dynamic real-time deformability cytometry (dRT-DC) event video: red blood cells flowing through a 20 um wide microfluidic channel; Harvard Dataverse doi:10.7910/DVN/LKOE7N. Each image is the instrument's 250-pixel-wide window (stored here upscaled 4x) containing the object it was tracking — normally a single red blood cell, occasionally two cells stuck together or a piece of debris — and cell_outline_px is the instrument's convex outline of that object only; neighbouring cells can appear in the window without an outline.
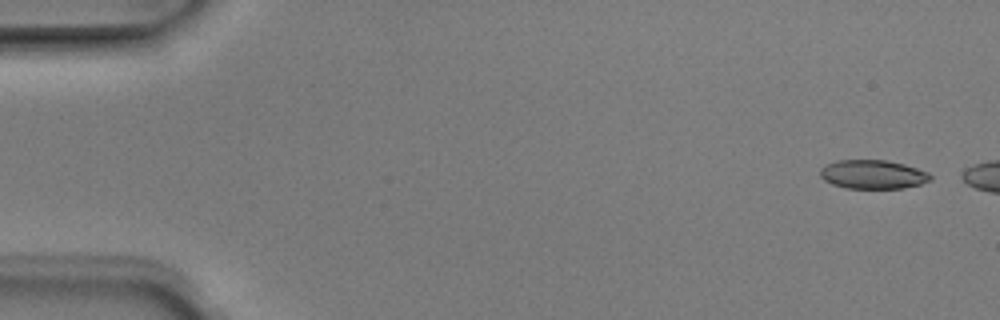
{"species": "Egyptian fruit bat (a non-hibernating species)", "species_latin": "Rousettus aegyptiacus", "temperature_condition": "room temperature", "stored_images_in_passage": 7, "camera_frame_rate_fps": 3000, "um_per_image_px": 0.085, "animal": {"sex": "male"}, "frame": {"image": 1, "passage_image": 1, "time_ms": 0.0, "image_size_px": [1000, 320], "cell_outline_px": [[932, 180], [920, 184], [904, 188], [848, 188], [832, 184], [824, 180], [820, 176], [820, 168], [836, 160], [888, 160], [904, 164], [928, 172], [932, 176]], "centroid_in_image_um": [74.2, 14.82], "position_along_channel_um": 10.8, "area_um2": 18.55}}
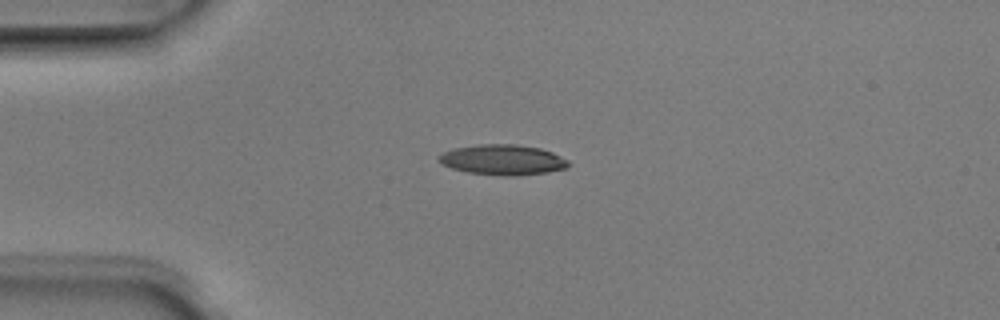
{"frame": {"image": 2, "passage_image": 5, "time_ms": 1.333, "image_size_px": [1000, 320], "cell_outline_px": [[568, 164], [564, 168], [544, 172], [512, 176], [504, 176], [468, 172], [452, 168], [444, 164], [440, 160], [440, 156], [444, 152], [456, 148], [480, 144], [516, 144], [540, 148], [552, 152], [568, 160]], "centroid_in_image_um": [42.74, 13.57], "position_along_channel_um": 42.3, "area_um2": 22.37}}
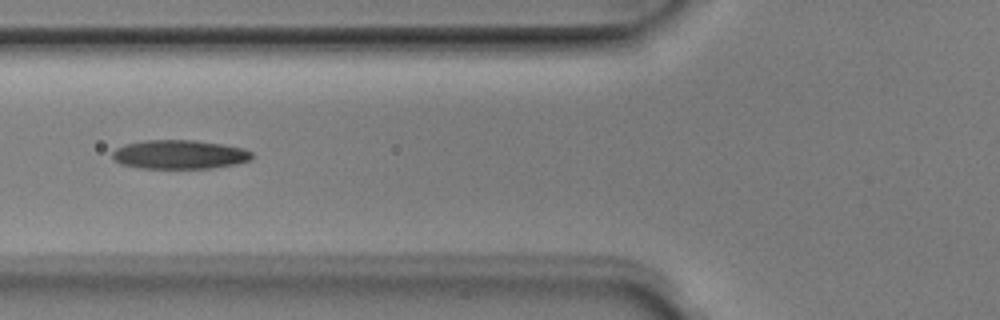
{"frame": {"image": 3, "passage_image": 7, "time_ms": 2.0, "image_size_px": [1000, 320], "cell_outline_px": [[252, 156], [248, 160], [236, 164], [212, 168], [140, 168], [120, 164], [112, 156], [112, 152], [116, 148], [124, 144], [144, 140], [196, 140], [244, 148], [252, 152]], "centroid_in_image_um": [15.23, 13.13], "position_along_channel_um": 110.6, "area_um2": 23.52}}